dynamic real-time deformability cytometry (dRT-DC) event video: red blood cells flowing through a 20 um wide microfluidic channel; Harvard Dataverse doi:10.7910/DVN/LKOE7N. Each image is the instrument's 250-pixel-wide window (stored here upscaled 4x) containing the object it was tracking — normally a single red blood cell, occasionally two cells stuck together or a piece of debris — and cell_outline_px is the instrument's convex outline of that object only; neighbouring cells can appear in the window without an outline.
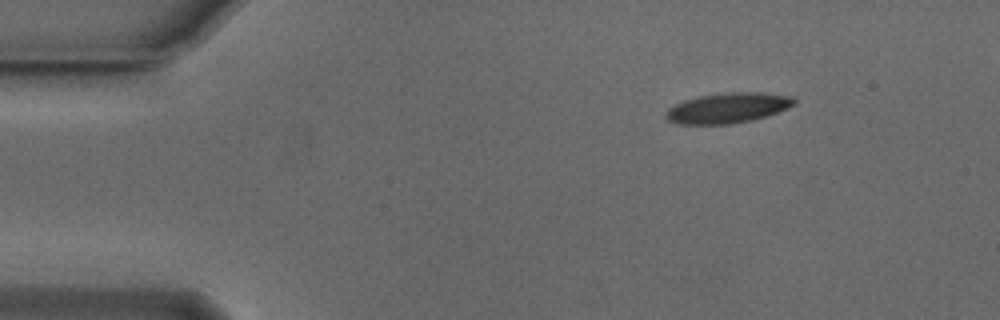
{"species": "Egyptian fruit bat (a non-hibernating species)", "species_latin": "Rousettus aegyptiacus", "temperature_condition": "cold", "stored_images_in_passage": 9, "camera_frame_rate_fps": 3000, "um_per_image_px": 0.085, "animal": {"sex": "male"}, "frame": {"image": 1, "passage_image": 1, "time_ms": 0.0, "image_size_px": [1000, 320], "cell_outline_px": [[796, 104], [776, 112], [752, 120], [728, 124], [676, 124], [668, 120], [664, 116], [668, 108], [684, 100], [700, 96], [732, 92], [760, 92], [788, 96], [796, 100]], "centroid_in_image_um": [61.82, 9.18], "position_along_channel_um": 23.2, "area_um2": 22.31}}